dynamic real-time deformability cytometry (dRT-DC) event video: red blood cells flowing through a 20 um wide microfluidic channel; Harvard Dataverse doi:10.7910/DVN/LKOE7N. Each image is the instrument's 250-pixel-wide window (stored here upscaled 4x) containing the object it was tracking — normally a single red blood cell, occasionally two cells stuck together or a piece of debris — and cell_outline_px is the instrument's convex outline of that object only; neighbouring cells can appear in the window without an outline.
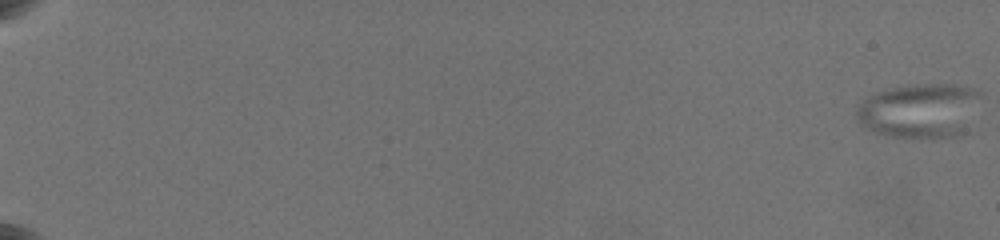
{"species": "common noctule bat (a hibernating species)", "species_latin": "Nyctalus noctula", "temperature_condition": "warm", "stored_images_in_passage": 46, "camera_frame_rate_fps": 3000, "um_per_image_px": 0.085, "animal": {"sex": "female", "body_mass_g": 19.5, "forearm_length_mm": 54.1}, "frame": {"image": 1, "passage_image": 1, "time_ms": 0.0, "image_size_px": [1000, 240], "cell_outline_px": [[980, 96], [972, 132], [960, 136], [932, 140], [928, 140], [884, 136], [868, 132], [856, 120], [856, 108], [864, 100], [876, 92], [888, 88], [920, 84], [968, 84], [980, 88]], "centroid_in_image_um": [78.27, 9.46], "position_along_channel_um": 6.7, "area_um2": 41.85}}
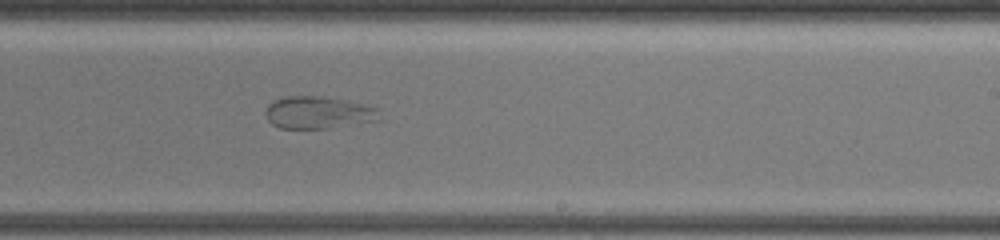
{"frame": {"image": 2, "passage_image": 32, "time_ms": 14.0, "image_size_px": [1000, 240], "cell_outline_px": [[380, 120], [324, 128], [280, 128], [272, 124], [268, 120], [264, 112], [268, 104], [272, 100], [284, 96], [320, 96], [360, 104], [376, 108]], "centroid_in_image_um": [26.95, 9.56], "position_along_channel_um": 262.1, "area_um2": 21.04}}
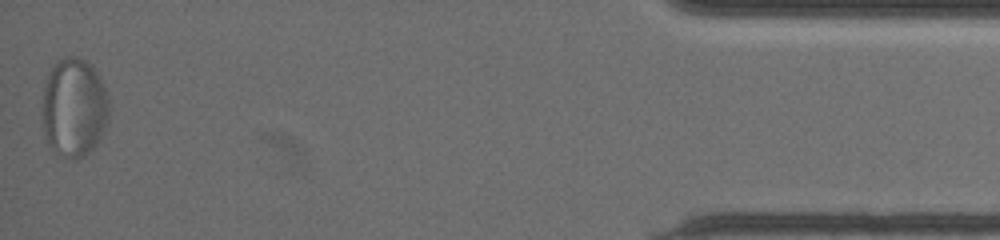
{"frame": {"image": 3, "passage_image": 46, "time_ms": 20.667, "image_size_px": [1000, 240], "cell_outline_px": [[108, 120], [100, 140], [88, 152], [76, 160], [60, 156], [44, 140], [44, 88], [48, 72], [60, 60], [68, 56], [76, 56], [92, 64], [104, 88], [108, 100]], "centroid_in_image_um": [6.3, 9.17], "position_along_channel_um": 428.9, "area_um2": 38.21}}